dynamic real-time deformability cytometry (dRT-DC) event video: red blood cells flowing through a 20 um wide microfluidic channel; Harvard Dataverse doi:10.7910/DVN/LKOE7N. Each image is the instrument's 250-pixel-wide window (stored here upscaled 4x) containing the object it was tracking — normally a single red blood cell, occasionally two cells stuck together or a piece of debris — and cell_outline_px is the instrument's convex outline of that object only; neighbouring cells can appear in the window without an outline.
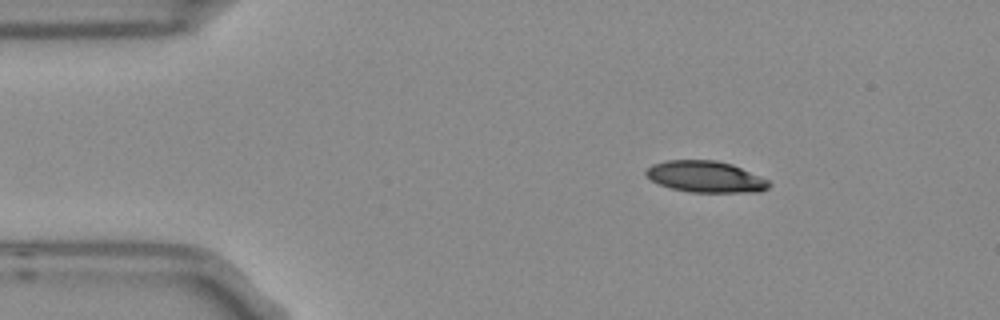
{"species": "Egyptian fruit bat (a non-hibernating species)", "species_latin": "Rousettus aegyptiacus", "temperature_condition": "room temperature", "stored_images_in_passage": 3, "camera_frame_rate_fps": 3000, "um_per_image_px": 0.085, "frame": {"image": 1, "passage_image": 1, "time_ms": 0.0, "image_size_px": [1000, 320], "cell_outline_px": [[772, 184], [768, 188], [760, 192], [688, 192], [672, 188], [660, 184], [652, 180], [644, 172], [652, 164], [664, 160], [716, 160], [732, 164], [768, 180]], "centroid_in_image_um": [59.98, 15.02], "position_along_channel_um": 25.0, "area_um2": 22.43}}
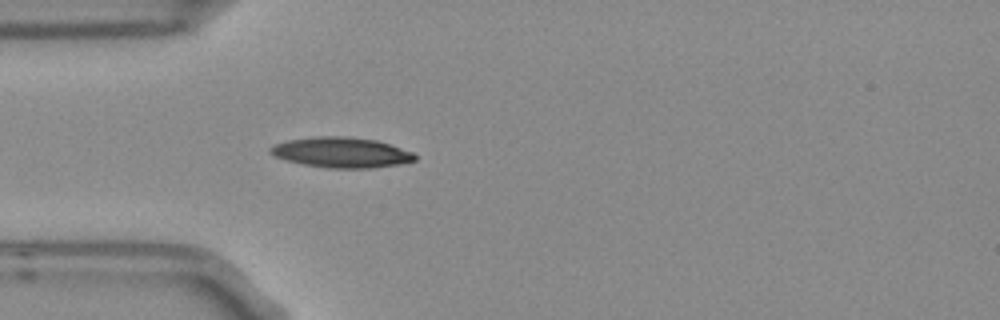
{"frame": {"image": 2, "passage_image": 3, "time_ms": 0.667, "image_size_px": [1000, 320], "cell_outline_px": [[416, 160], [400, 164], [372, 168], [328, 168], [304, 164], [288, 160], [276, 156], [268, 152], [268, 148], [272, 144], [288, 140], [316, 136], [348, 136], [376, 140], [412, 152], [416, 156]], "centroid_in_image_um": [28.99, 12.95], "position_along_channel_um": 56.0, "area_um2": 25.49}}